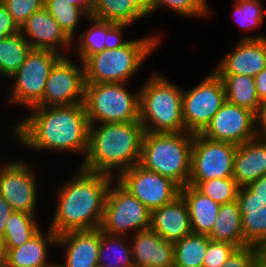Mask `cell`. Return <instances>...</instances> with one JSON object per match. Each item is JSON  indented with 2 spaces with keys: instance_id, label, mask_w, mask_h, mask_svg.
I'll return each instance as SVG.
<instances>
[{
  "instance_id": "1",
  "label": "cell",
  "mask_w": 266,
  "mask_h": 267,
  "mask_svg": "<svg viewBox=\"0 0 266 267\" xmlns=\"http://www.w3.org/2000/svg\"><path fill=\"white\" fill-rule=\"evenodd\" d=\"M29 116L11 127L21 145L33 151L80 154L88 150L89 122L84 103L69 106H34Z\"/></svg>"
},
{
  "instance_id": "2",
  "label": "cell",
  "mask_w": 266,
  "mask_h": 267,
  "mask_svg": "<svg viewBox=\"0 0 266 267\" xmlns=\"http://www.w3.org/2000/svg\"><path fill=\"white\" fill-rule=\"evenodd\" d=\"M114 179L78 167L72 178L58 187L57 207L49 228L57 236L100 228L107 192Z\"/></svg>"
},
{
  "instance_id": "3",
  "label": "cell",
  "mask_w": 266,
  "mask_h": 267,
  "mask_svg": "<svg viewBox=\"0 0 266 267\" xmlns=\"http://www.w3.org/2000/svg\"><path fill=\"white\" fill-rule=\"evenodd\" d=\"M144 133L140 121L90 124L87 154L79 167L118 177L139 164Z\"/></svg>"
},
{
  "instance_id": "4",
  "label": "cell",
  "mask_w": 266,
  "mask_h": 267,
  "mask_svg": "<svg viewBox=\"0 0 266 267\" xmlns=\"http://www.w3.org/2000/svg\"><path fill=\"white\" fill-rule=\"evenodd\" d=\"M158 36L119 39L112 47L89 56L84 62L85 84L126 83L158 47Z\"/></svg>"
},
{
  "instance_id": "5",
  "label": "cell",
  "mask_w": 266,
  "mask_h": 267,
  "mask_svg": "<svg viewBox=\"0 0 266 267\" xmlns=\"http://www.w3.org/2000/svg\"><path fill=\"white\" fill-rule=\"evenodd\" d=\"M140 90L139 121L145 132L182 133L183 89L161 74H153Z\"/></svg>"
},
{
  "instance_id": "6",
  "label": "cell",
  "mask_w": 266,
  "mask_h": 267,
  "mask_svg": "<svg viewBox=\"0 0 266 267\" xmlns=\"http://www.w3.org/2000/svg\"><path fill=\"white\" fill-rule=\"evenodd\" d=\"M193 133L145 132L139 165L170 178L180 188L189 184Z\"/></svg>"
},
{
  "instance_id": "7",
  "label": "cell",
  "mask_w": 266,
  "mask_h": 267,
  "mask_svg": "<svg viewBox=\"0 0 266 267\" xmlns=\"http://www.w3.org/2000/svg\"><path fill=\"white\" fill-rule=\"evenodd\" d=\"M126 83L85 84L84 106L89 124L139 121L140 90Z\"/></svg>"
},
{
  "instance_id": "8",
  "label": "cell",
  "mask_w": 266,
  "mask_h": 267,
  "mask_svg": "<svg viewBox=\"0 0 266 267\" xmlns=\"http://www.w3.org/2000/svg\"><path fill=\"white\" fill-rule=\"evenodd\" d=\"M150 216L151 211L114 179L107 192L100 230L128 236L134 230L135 234L150 229Z\"/></svg>"
},
{
  "instance_id": "9",
  "label": "cell",
  "mask_w": 266,
  "mask_h": 267,
  "mask_svg": "<svg viewBox=\"0 0 266 267\" xmlns=\"http://www.w3.org/2000/svg\"><path fill=\"white\" fill-rule=\"evenodd\" d=\"M62 57L55 51L32 49L24 63L11 77L12 93L7 102L29 109L34 107L43 98L51 69Z\"/></svg>"
},
{
  "instance_id": "10",
  "label": "cell",
  "mask_w": 266,
  "mask_h": 267,
  "mask_svg": "<svg viewBox=\"0 0 266 267\" xmlns=\"http://www.w3.org/2000/svg\"><path fill=\"white\" fill-rule=\"evenodd\" d=\"M226 101L222 79L212 71L188 91L183 90L182 110L185 130L201 133Z\"/></svg>"
},
{
  "instance_id": "11",
  "label": "cell",
  "mask_w": 266,
  "mask_h": 267,
  "mask_svg": "<svg viewBox=\"0 0 266 267\" xmlns=\"http://www.w3.org/2000/svg\"><path fill=\"white\" fill-rule=\"evenodd\" d=\"M237 146L213 141L200 133L193 134L189 181L233 177V164Z\"/></svg>"
},
{
  "instance_id": "12",
  "label": "cell",
  "mask_w": 266,
  "mask_h": 267,
  "mask_svg": "<svg viewBox=\"0 0 266 267\" xmlns=\"http://www.w3.org/2000/svg\"><path fill=\"white\" fill-rule=\"evenodd\" d=\"M75 62V63H74ZM63 56L51 69L43 98L35 106H69L84 103V64Z\"/></svg>"
},
{
  "instance_id": "13",
  "label": "cell",
  "mask_w": 266,
  "mask_h": 267,
  "mask_svg": "<svg viewBox=\"0 0 266 267\" xmlns=\"http://www.w3.org/2000/svg\"><path fill=\"white\" fill-rule=\"evenodd\" d=\"M115 179L150 211L171 203L180 195V187L174 181L139 164Z\"/></svg>"
},
{
  "instance_id": "14",
  "label": "cell",
  "mask_w": 266,
  "mask_h": 267,
  "mask_svg": "<svg viewBox=\"0 0 266 267\" xmlns=\"http://www.w3.org/2000/svg\"><path fill=\"white\" fill-rule=\"evenodd\" d=\"M0 165V195L14 211L35 214L38 194L35 171L26 161Z\"/></svg>"
},
{
  "instance_id": "15",
  "label": "cell",
  "mask_w": 266,
  "mask_h": 267,
  "mask_svg": "<svg viewBox=\"0 0 266 267\" xmlns=\"http://www.w3.org/2000/svg\"><path fill=\"white\" fill-rule=\"evenodd\" d=\"M200 134L213 141L238 146L257 137L255 113L226 100Z\"/></svg>"
},
{
  "instance_id": "16",
  "label": "cell",
  "mask_w": 266,
  "mask_h": 267,
  "mask_svg": "<svg viewBox=\"0 0 266 267\" xmlns=\"http://www.w3.org/2000/svg\"><path fill=\"white\" fill-rule=\"evenodd\" d=\"M266 67V35L243 36L218 66L216 74L247 75L255 77Z\"/></svg>"
},
{
  "instance_id": "17",
  "label": "cell",
  "mask_w": 266,
  "mask_h": 267,
  "mask_svg": "<svg viewBox=\"0 0 266 267\" xmlns=\"http://www.w3.org/2000/svg\"><path fill=\"white\" fill-rule=\"evenodd\" d=\"M20 33L32 49L51 50L66 56L65 52L75 48L73 41L65 35L58 22L44 7L27 18L20 27Z\"/></svg>"
},
{
  "instance_id": "18",
  "label": "cell",
  "mask_w": 266,
  "mask_h": 267,
  "mask_svg": "<svg viewBox=\"0 0 266 267\" xmlns=\"http://www.w3.org/2000/svg\"><path fill=\"white\" fill-rule=\"evenodd\" d=\"M57 245L65 249L62 267H95L98 265L100 228L63 233L57 236Z\"/></svg>"
},
{
  "instance_id": "19",
  "label": "cell",
  "mask_w": 266,
  "mask_h": 267,
  "mask_svg": "<svg viewBox=\"0 0 266 267\" xmlns=\"http://www.w3.org/2000/svg\"><path fill=\"white\" fill-rule=\"evenodd\" d=\"M150 229L172 243L193 233L188 207L181 195L151 211Z\"/></svg>"
},
{
  "instance_id": "20",
  "label": "cell",
  "mask_w": 266,
  "mask_h": 267,
  "mask_svg": "<svg viewBox=\"0 0 266 267\" xmlns=\"http://www.w3.org/2000/svg\"><path fill=\"white\" fill-rule=\"evenodd\" d=\"M132 235L134 267H173L174 243L164 240L151 229Z\"/></svg>"
},
{
  "instance_id": "21",
  "label": "cell",
  "mask_w": 266,
  "mask_h": 267,
  "mask_svg": "<svg viewBox=\"0 0 266 267\" xmlns=\"http://www.w3.org/2000/svg\"><path fill=\"white\" fill-rule=\"evenodd\" d=\"M266 175V140L255 137L237 146L233 164V179L246 187Z\"/></svg>"
},
{
  "instance_id": "22",
  "label": "cell",
  "mask_w": 266,
  "mask_h": 267,
  "mask_svg": "<svg viewBox=\"0 0 266 267\" xmlns=\"http://www.w3.org/2000/svg\"><path fill=\"white\" fill-rule=\"evenodd\" d=\"M244 241L249 246L262 248L266 244V206L246 186L237 195Z\"/></svg>"
},
{
  "instance_id": "23",
  "label": "cell",
  "mask_w": 266,
  "mask_h": 267,
  "mask_svg": "<svg viewBox=\"0 0 266 267\" xmlns=\"http://www.w3.org/2000/svg\"><path fill=\"white\" fill-rule=\"evenodd\" d=\"M57 246V235L50 229L42 233L40 229L30 240L20 247L4 250V267H47L48 248Z\"/></svg>"
},
{
  "instance_id": "24",
  "label": "cell",
  "mask_w": 266,
  "mask_h": 267,
  "mask_svg": "<svg viewBox=\"0 0 266 267\" xmlns=\"http://www.w3.org/2000/svg\"><path fill=\"white\" fill-rule=\"evenodd\" d=\"M91 22L89 29L83 33H78V45L74 51L78 54L77 59L84 62L89 56L103 51L106 48L112 47L119 39L122 38L124 28L115 23L98 20L93 17H88Z\"/></svg>"
},
{
  "instance_id": "25",
  "label": "cell",
  "mask_w": 266,
  "mask_h": 267,
  "mask_svg": "<svg viewBox=\"0 0 266 267\" xmlns=\"http://www.w3.org/2000/svg\"><path fill=\"white\" fill-rule=\"evenodd\" d=\"M180 195L188 207L192 232L209 235L221 205L189 184L180 188Z\"/></svg>"
},
{
  "instance_id": "26",
  "label": "cell",
  "mask_w": 266,
  "mask_h": 267,
  "mask_svg": "<svg viewBox=\"0 0 266 267\" xmlns=\"http://www.w3.org/2000/svg\"><path fill=\"white\" fill-rule=\"evenodd\" d=\"M241 218L237 201L221 205L208 237L212 241L231 243L237 248L249 246L244 241Z\"/></svg>"
},
{
  "instance_id": "27",
  "label": "cell",
  "mask_w": 266,
  "mask_h": 267,
  "mask_svg": "<svg viewBox=\"0 0 266 267\" xmlns=\"http://www.w3.org/2000/svg\"><path fill=\"white\" fill-rule=\"evenodd\" d=\"M223 81L226 100L256 113L260 99L254 77L247 75L217 74Z\"/></svg>"
},
{
  "instance_id": "28",
  "label": "cell",
  "mask_w": 266,
  "mask_h": 267,
  "mask_svg": "<svg viewBox=\"0 0 266 267\" xmlns=\"http://www.w3.org/2000/svg\"><path fill=\"white\" fill-rule=\"evenodd\" d=\"M91 17L121 25L125 29L145 16L134 6L132 0H93Z\"/></svg>"
},
{
  "instance_id": "29",
  "label": "cell",
  "mask_w": 266,
  "mask_h": 267,
  "mask_svg": "<svg viewBox=\"0 0 266 267\" xmlns=\"http://www.w3.org/2000/svg\"><path fill=\"white\" fill-rule=\"evenodd\" d=\"M98 265L101 267H134L131 244L129 245L128 241L124 240V236L111 235L100 230Z\"/></svg>"
},
{
  "instance_id": "30",
  "label": "cell",
  "mask_w": 266,
  "mask_h": 267,
  "mask_svg": "<svg viewBox=\"0 0 266 267\" xmlns=\"http://www.w3.org/2000/svg\"><path fill=\"white\" fill-rule=\"evenodd\" d=\"M32 50L21 33L0 39V77L11 78Z\"/></svg>"
},
{
  "instance_id": "31",
  "label": "cell",
  "mask_w": 266,
  "mask_h": 267,
  "mask_svg": "<svg viewBox=\"0 0 266 267\" xmlns=\"http://www.w3.org/2000/svg\"><path fill=\"white\" fill-rule=\"evenodd\" d=\"M36 219L33 214L13 211L1 236L4 250L20 247L30 240L40 230Z\"/></svg>"
},
{
  "instance_id": "32",
  "label": "cell",
  "mask_w": 266,
  "mask_h": 267,
  "mask_svg": "<svg viewBox=\"0 0 266 267\" xmlns=\"http://www.w3.org/2000/svg\"><path fill=\"white\" fill-rule=\"evenodd\" d=\"M211 239L208 235L190 234L174 243L173 267H202Z\"/></svg>"
},
{
  "instance_id": "33",
  "label": "cell",
  "mask_w": 266,
  "mask_h": 267,
  "mask_svg": "<svg viewBox=\"0 0 266 267\" xmlns=\"http://www.w3.org/2000/svg\"><path fill=\"white\" fill-rule=\"evenodd\" d=\"M44 8L58 22L65 35L72 41L75 32H80L78 24L81 18L89 17L82 9L72 5L68 0H44ZM77 29V30H76Z\"/></svg>"
},
{
  "instance_id": "34",
  "label": "cell",
  "mask_w": 266,
  "mask_h": 267,
  "mask_svg": "<svg viewBox=\"0 0 266 267\" xmlns=\"http://www.w3.org/2000/svg\"><path fill=\"white\" fill-rule=\"evenodd\" d=\"M203 195L223 205L237 201L239 186L232 177L210 179L207 181H189Z\"/></svg>"
},
{
  "instance_id": "35",
  "label": "cell",
  "mask_w": 266,
  "mask_h": 267,
  "mask_svg": "<svg viewBox=\"0 0 266 267\" xmlns=\"http://www.w3.org/2000/svg\"><path fill=\"white\" fill-rule=\"evenodd\" d=\"M233 7L235 8L233 18L243 30L252 31L264 21L266 10L262 7L260 0H235Z\"/></svg>"
},
{
  "instance_id": "36",
  "label": "cell",
  "mask_w": 266,
  "mask_h": 267,
  "mask_svg": "<svg viewBox=\"0 0 266 267\" xmlns=\"http://www.w3.org/2000/svg\"><path fill=\"white\" fill-rule=\"evenodd\" d=\"M207 0H154L153 14L162 7H167L171 11L186 16L206 17L211 14Z\"/></svg>"
},
{
  "instance_id": "37",
  "label": "cell",
  "mask_w": 266,
  "mask_h": 267,
  "mask_svg": "<svg viewBox=\"0 0 266 267\" xmlns=\"http://www.w3.org/2000/svg\"><path fill=\"white\" fill-rule=\"evenodd\" d=\"M3 5L20 28L27 18L44 7V0H3Z\"/></svg>"
},
{
  "instance_id": "38",
  "label": "cell",
  "mask_w": 266,
  "mask_h": 267,
  "mask_svg": "<svg viewBox=\"0 0 266 267\" xmlns=\"http://www.w3.org/2000/svg\"><path fill=\"white\" fill-rule=\"evenodd\" d=\"M236 249L237 247L231 243L211 240L207 247L202 267H220L224 265Z\"/></svg>"
},
{
  "instance_id": "39",
  "label": "cell",
  "mask_w": 266,
  "mask_h": 267,
  "mask_svg": "<svg viewBox=\"0 0 266 267\" xmlns=\"http://www.w3.org/2000/svg\"><path fill=\"white\" fill-rule=\"evenodd\" d=\"M261 248L255 246H245L237 248L220 267H254Z\"/></svg>"
},
{
  "instance_id": "40",
  "label": "cell",
  "mask_w": 266,
  "mask_h": 267,
  "mask_svg": "<svg viewBox=\"0 0 266 267\" xmlns=\"http://www.w3.org/2000/svg\"><path fill=\"white\" fill-rule=\"evenodd\" d=\"M20 32V28L14 22L13 17L9 13L8 9L4 6H0V39L13 36Z\"/></svg>"
},
{
  "instance_id": "41",
  "label": "cell",
  "mask_w": 266,
  "mask_h": 267,
  "mask_svg": "<svg viewBox=\"0 0 266 267\" xmlns=\"http://www.w3.org/2000/svg\"><path fill=\"white\" fill-rule=\"evenodd\" d=\"M257 124L261 127L258 128ZM255 128L257 137L266 140V98L260 101L255 113Z\"/></svg>"
},
{
  "instance_id": "42",
  "label": "cell",
  "mask_w": 266,
  "mask_h": 267,
  "mask_svg": "<svg viewBox=\"0 0 266 267\" xmlns=\"http://www.w3.org/2000/svg\"><path fill=\"white\" fill-rule=\"evenodd\" d=\"M255 197L266 206V175L261 176L247 186Z\"/></svg>"
},
{
  "instance_id": "43",
  "label": "cell",
  "mask_w": 266,
  "mask_h": 267,
  "mask_svg": "<svg viewBox=\"0 0 266 267\" xmlns=\"http://www.w3.org/2000/svg\"><path fill=\"white\" fill-rule=\"evenodd\" d=\"M13 211L9 203L0 195V237L3 235Z\"/></svg>"
},
{
  "instance_id": "44",
  "label": "cell",
  "mask_w": 266,
  "mask_h": 267,
  "mask_svg": "<svg viewBox=\"0 0 266 267\" xmlns=\"http://www.w3.org/2000/svg\"><path fill=\"white\" fill-rule=\"evenodd\" d=\"M254 80L256 92L261 101L266 98V67L254 77Z\"/></svg>"
},
{
  "instance_id": "45",
  "label": "cell",
  "mask_w": 266,
  "mask_h": 267,
  "mask_svg": "<svg viewBox=\"0 0 266 267\" xmlns=\"http://www.w3.org/2000/svg\"><path fill=\"white\" fill-rule=\"evenodd\" d=\"M153 1L154 0H132L134 6L146 17L153 13Z\"/></svg>"
},
{
  "instance_id": "46",
  "label": "cell",
  "mask_w": 266,
  "mask_h": 267,
  "mask_svg": "<svg viewBox=\"0 0 266 267\" xmlns=\"http://www.w3.org/2000/svg\"><path fill=\"white\" fill-rule=\"evenodd\" d=\"M68 2L82 9L89 17L92 15L93 0H68Z\"/></svg>"
},
{
  "instance_id": "47",
  "label": "cell",
  "mask_w": 266,
  "mask_h": 267,
  "mask_svg": "<svg viewBox=\"0 0 266 267\" xmlns=\"http://www.w3.org/2000/svg\"><path fill=\"white\" fill-rule=\"evenodd\" d=\"M254 267H266V256L262 252L258 254Z\"/></svg>"
},
{
  "instance_id": "48",
  "label": "cell",
  "mask_w": 266,
  "mask_h": 267,
  "mask_svg": "<svg viewBox=\"0 0 266 267\" xmlns=\"http://www.w3.org/2000/svg\"><path fill=\"white\" fill-rule=\"evenodd\" d=\"M4 256H5L4 247L0 237V264H4Z\"/></svg>"
},
{
  "instance_id": "49",
  "label": "cell",
  "mask_w": 266,
  "mask_h": 267,
  "mask_svg": "<svg viewBox=\"0 0 266 267\" xmlns=\"http://www.w3.org/2000/svg\"><path fill=\"white\" fill-rule=\"evenodd\" d=\"M47 267H62V266L60 265V263L59 264L58 263H56V264L52 263L51 265H49Z\"/></svg>"
},
{
  "instance_id": "50",
  "label": "cell",
  "mask_w": 266,
  "mask_h": 267,
  "mask_svg": "<svg viewBox=\"0 0 266 267\" xmlns=\"http://www.w3.org/2000/svg\"><path fill=\"white\" fill-rule=\"evenodd\" d=\"M261 252L266 256V244L261 248Z\"/></svg>"
},
{
  "instance_id": "51",
  "label": "cell",
  "mask_w": 266,
  "mask_h": 267,
  "mask_svg": "<svg viewBox=\"0 0 266 267\" xmlns=\"http://www.w3.org/2000/svg\"><path fill=\"white\" fill-rule=\"evenodd\" d=\"M3 5V0H0V6Z\"/></svg>"
}]
</instances>
